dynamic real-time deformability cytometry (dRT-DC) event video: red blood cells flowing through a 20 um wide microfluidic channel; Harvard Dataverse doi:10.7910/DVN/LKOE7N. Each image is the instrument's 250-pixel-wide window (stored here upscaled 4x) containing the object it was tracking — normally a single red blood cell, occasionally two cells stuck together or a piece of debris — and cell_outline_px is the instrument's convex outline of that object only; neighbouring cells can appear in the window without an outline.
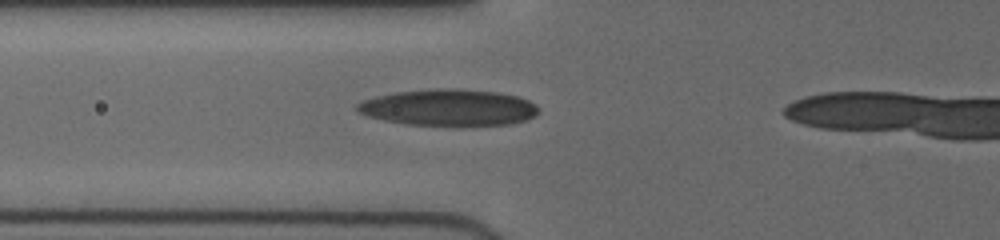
{"species": "human", "species_latin": "Homo sapiens", "temperature_condition": "cold", "stored_images_in_passage": 38, "camera_frame_rate_fps": 3000, "um_per_image_px": 0.085, "donor": {"sex": "female"}, "frame": {"image": 1, "passage_image": 12, "time_ms": 3.667, "image_size_px": [1000, 240], "cell_outline_px": [[540, 112], [536, 116], [524, 120], [508, 124], [460, 128], [456, 128], [408, 124], [384, 120], [368, 116], [356, 112], [356, 104], [364, 100], [376, 96], [396, 92], [436, 88], [456, 88], [496, 92], [516, 96], [528, 100], [536, 104], [540, 108]], "centroid_in_image_um": [38.17, 9.17], "position_along_channel_um": 87.6, "area_um2": 39.65}}
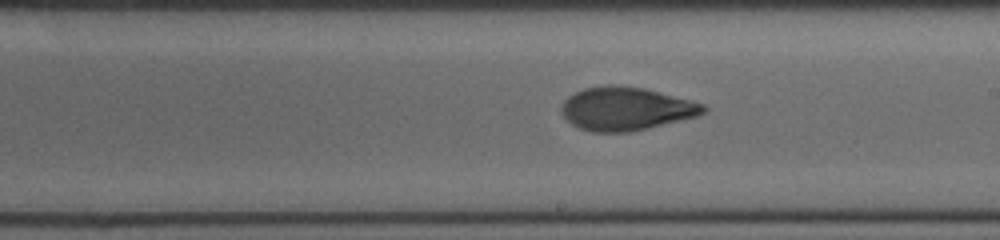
{"frame": {"image": 2, "passage_image": 23, "time_ms": 7.333, "image_size_px": [1000, 240], "cell_outline_px": [[708, 108], [704, 112], [696, 116], [628, 132], [592, 132], [580, 128], [572, 124], [560, 112], [560, 104], [568, 96], [584, 88], [608, 84], [612, 84], [644, 88], [704, 104]], "centroid_in_image_um": [53.15, 9.23], "position_along_channel_um": 235.9, "area_um2": 35.49}}
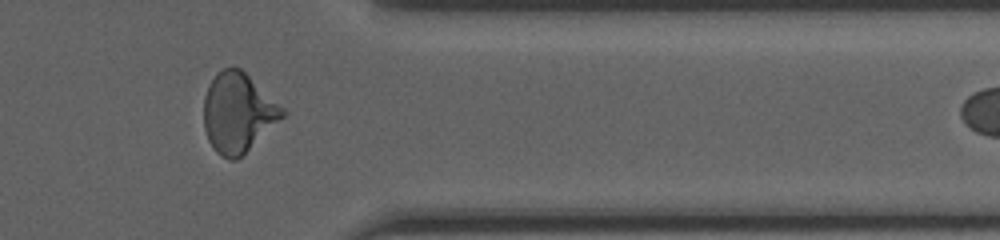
{"frame": {"image": 3, "passage_image": 35, "time_ms": 11.333, "image_size_px": [1000, 240], "cell_outline_px": [[288, 112], [284, 116], [236, 160], [228, 160], [220, 156], [212, 148], [208, 140], [204, 128], [204, 96], [208, 84], [216, 72], [224, 68], [240, 68], [284, 108]], "centroid_in_image_um": [20.19, 9.58], "position_along_channel_um": 391.2, "area_um2": 36.18}}